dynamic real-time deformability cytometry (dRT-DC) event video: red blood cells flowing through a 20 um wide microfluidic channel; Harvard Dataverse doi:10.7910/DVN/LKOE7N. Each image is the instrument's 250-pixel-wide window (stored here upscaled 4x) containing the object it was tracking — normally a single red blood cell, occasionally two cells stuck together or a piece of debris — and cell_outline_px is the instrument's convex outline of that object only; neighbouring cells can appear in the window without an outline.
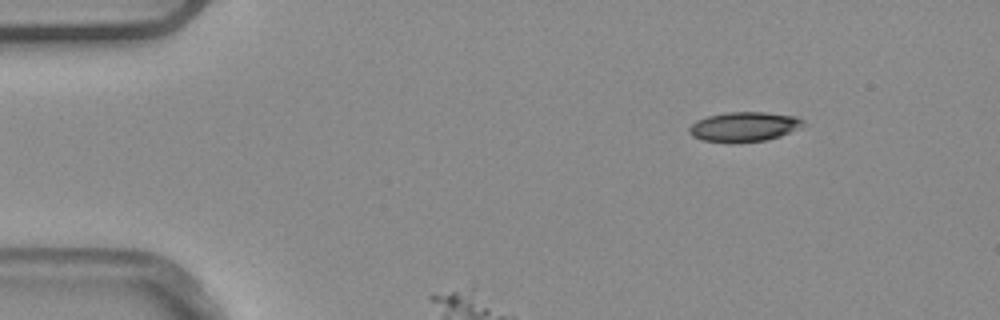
{"species": "common noctule bat (a hibernating species)", "species_latin": "Nyctalus noctula", "temperature_condition": "warm", "stored_images_in_passage": 4, "camera_frame_rate_fps": 3000, "um_per_image_px": 0.085, "animal": {"sex": "male", "body_mass_g": 20.4}, "frame": {"image": 1, "passage_image": 1, "time_ms": 0.0, "image_size_px": [1000, 320], "cell_outline_px": [[808, 124], [800, 128], [780, 136], [764, 140], [700, 140], [692, 136], [688, 132], [688, 128], [696, 120], [708, 116], [728, 112], [764, 112], [796, 116], [804, 120]], "centroid_in_image_um": [63.29, 10.73], "position_along_channel_um": 21.7, "area_um2": 19.19}}
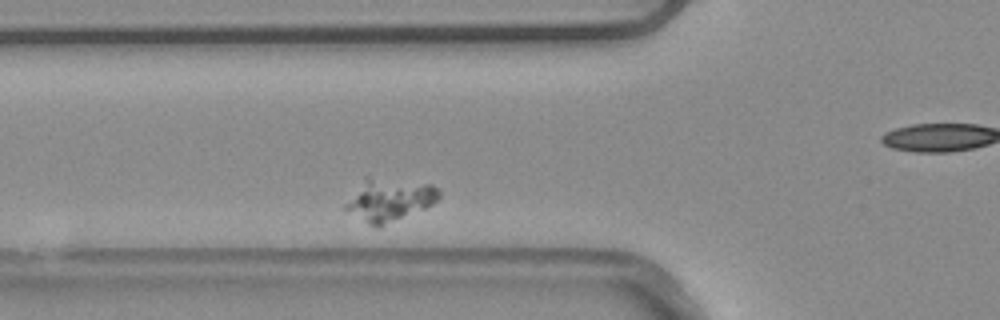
{"frame": {"image": 2, "passage_image": 3, "time_ms": 0.667, "image_size_px": [1000, 320], "cell_outline_px": [[440, 196], [432, 204], [424, 208], [380, 228], [372, 228], [344, 208], [344, 204], [364, 176], [368, 176], [432, 184], [440, 188]], "centroid_in_image_um": [33.06, 16.99], "position_along_channel_um": 92.7, "area_um2": 23.52}}